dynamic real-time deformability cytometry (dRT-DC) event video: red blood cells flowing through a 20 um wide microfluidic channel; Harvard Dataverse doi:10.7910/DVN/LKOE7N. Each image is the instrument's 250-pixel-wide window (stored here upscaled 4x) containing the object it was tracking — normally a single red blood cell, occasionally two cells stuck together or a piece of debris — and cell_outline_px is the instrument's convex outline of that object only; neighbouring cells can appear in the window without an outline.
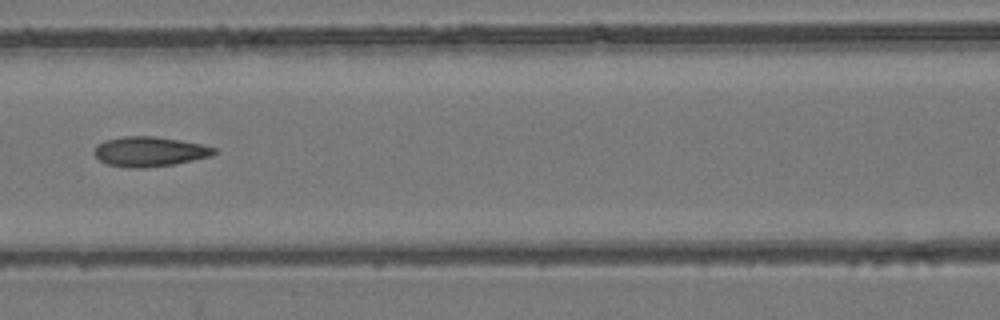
{"species": "common noctule bat (a hibernating species)", "species_latin": "Nyctalus noctula", "temperature_condition": "room temperature", "stored_images_in_passage": 4, "camera_frame_rate_fps": 3000, "um_per_image_px": 0.085, "animal": {"sex": "female", "body_mass_g": 24.6, "forearm_length_mm": 56.2}, "frame": {"image": 1, "passage_image": 4, "time_ms": 3.333, "image_size_px": [1000, 320], "cell_outline_px": [[216, 152], [212, 156], [172, 164], [144, 168], [136, 168], [108, 164], [100, 160], [92, 152], [96, 144], [104, 140], [124, 136], [156, 136], [204, 144], [216, 148]], "centroid_in_image_um": [12.71, 12.86], "position_along_channel_um": 153.9, "area_um2": 20.87}}